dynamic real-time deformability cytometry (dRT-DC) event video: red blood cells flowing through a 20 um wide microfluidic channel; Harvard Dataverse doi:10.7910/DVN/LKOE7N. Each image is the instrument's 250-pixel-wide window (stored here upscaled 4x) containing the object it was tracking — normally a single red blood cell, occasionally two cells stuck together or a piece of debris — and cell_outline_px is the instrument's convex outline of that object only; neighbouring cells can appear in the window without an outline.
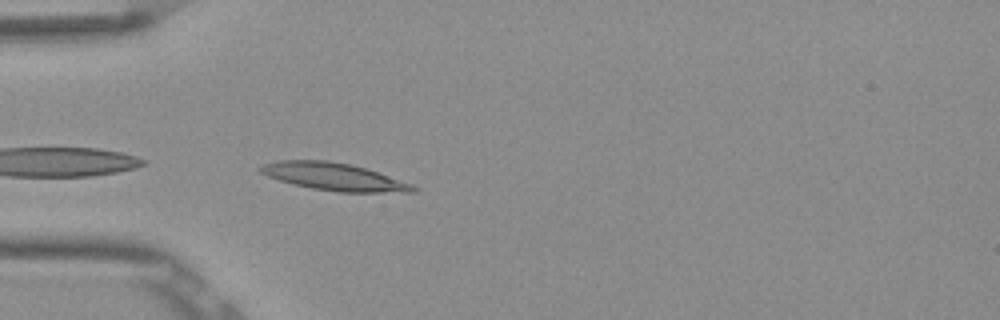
{"species": "Egyptian fruit bat (a non-hibernating species)", "species_latin": "Rousettus aegyptiacus", "temperature_condition": "room temperature", "stored_images_in_passage": 38, "camera_frame_rate_fps": 3000, "um_per_image_px": 0.085, "frame": {"image": 1, "passage_image": 1, "time_ms": 0.0, "image_size_px": [1000, 320], "cell_outline_px": [[420, 188], [416, 192], [340, 192], [312, 188], [280, 180], [268, 176], [260, 172], [256, 168], [264, 164], [280, 160], [328, 160], [352, 164], [412, 184]], "centroid_in_image_um": [28.39, 15.01], "position_along_channel_um": 56.6, "area_um2": 24.22}}
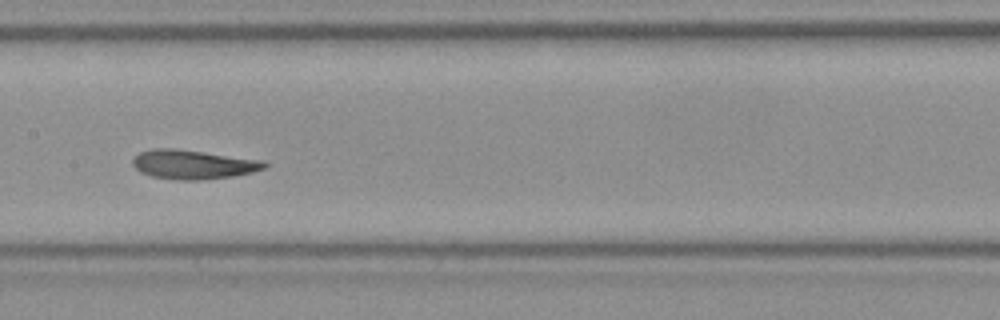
{"frame": {"image": 2, "passage_image": 12, "time_ms": 3.667, "image_size_px": [1000, 320], "cell_outline_px": [[268, 164], [264, 168], [252, 172], [232, 176], [200, 180], [180, 180], [152, 176], [140, 172], [132, 164], [132, 160], [140, 152], [152, 148], [172, 148], [264, 160]], "centroid_in_image_um": [16.4, 13.97], "position_along_channel_um": 191.0, "area_um2": 22.2}}
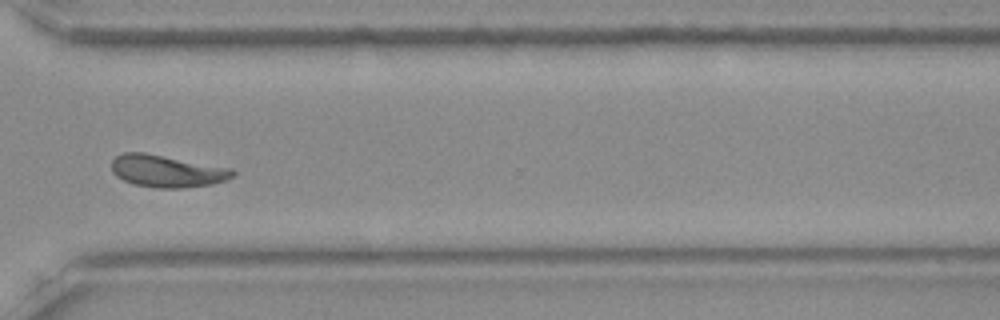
{"frame": {"image": 3, "passage_image": 25, "time_ms": 8.0, "image_size_px": [1000, 320], "cell_outline_px": [[236, 176], [228, 180], [212, 184], [184, 188], [156, 188], [132, 184], [116, 176], [112, 172], [112, 160], [116, 156], [124, 152], [144, 152], [232, 168], [236, 172]], "centroid_in_image_um": [14.22, 14.55], "position_along_channel_um": 356.4, "area_um2": 23.0}, "authors_computed_cell_mechanics": {"area_um2": 21.8773, "velocity_mm_per_s": 3.8209, "shape_relaxation_time_tau1_ms": 2.8477, "shape_relaxation_time_tau2_ms": 1.1131, "deformation_change_tau1": 0.1379, "deformation_change_tau2": 0.059}}